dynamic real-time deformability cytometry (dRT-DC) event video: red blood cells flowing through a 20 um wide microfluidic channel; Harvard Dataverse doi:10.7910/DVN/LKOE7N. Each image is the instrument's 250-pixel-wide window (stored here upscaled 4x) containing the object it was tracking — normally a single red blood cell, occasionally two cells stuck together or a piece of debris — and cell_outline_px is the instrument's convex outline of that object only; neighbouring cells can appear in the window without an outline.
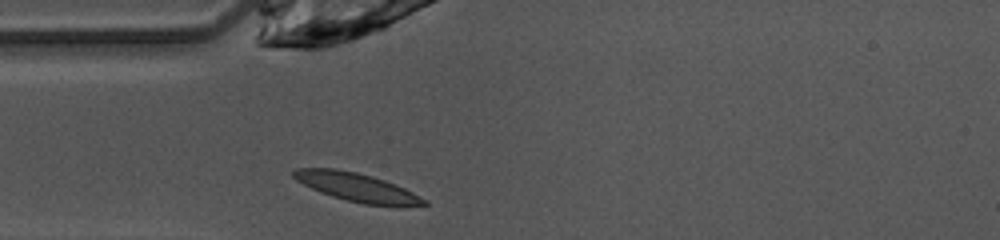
{"species": "common noctule bat (a hibernating species)", "species_latin": "Nyctalus noctula", "temperature_condition": "warm", "stored_images_in_passage": 36, "camera_frame_rate_fps": 3000, "um_per_image_px": 0.085, "animal": {"sex": "female", "body_mass_g": 10.0, "forearm_length_mm": 53.1}, "frame": {"image": 1, "passage_image": 1, "time_ms": 0.0, "image_size_px": [1000, 240], "cell_outline_px": [[428, 204], [364, 204], [332, 196], [320, 192], [296, 180], [292, 176], [292, 172], [296, 168], [336, 168], [356, 172], [372, 176], [384, 180], [404, 188], [428, 200]], "centroid_in_image_um": [30.25, 15.87], "position_along_channel_um": 54.8, "area_um2": 20.98}}
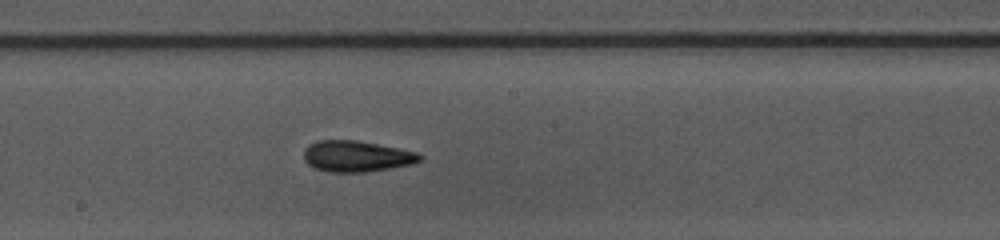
{"frame": {"image": 2, "passage_image": 13, "time_ms": 4.0, "image_size_px": [1000, 240], "cell_outline_px": [[424, 156], [420, 160], [412, 164], [364, 172], [328, 172], [312, 168], [304, 160], [304, 148], [308, 144], [316, 140], [356, 140], [416, 152]], "centroid_in_image_um": [30.24, 13.28], "position_along_channel_um": 218.0, "area_um2": 20.98}}
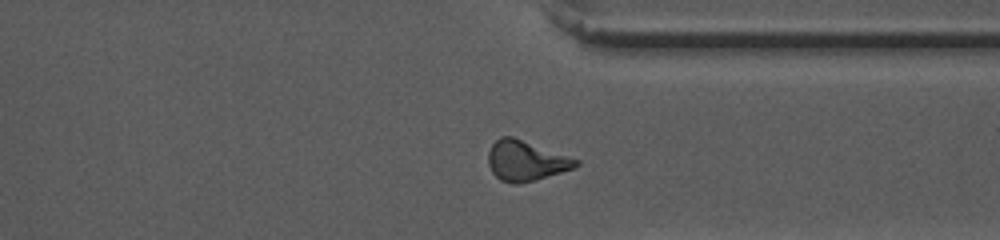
{"frame": {"image": 3, "passage_image": 24, "time_ms": 7.667, "image_size_px": [1000, 240], "cell_outline_px": [[580, 164], [576, 168], [532, 180], [516, 184], [512, 184], [500, 180], [492, 172], [488, 164], [488, 152], [492, 144], [500, 136], [512, 136], [580, 160]], "centroid_in_image_um": [44.69, 13.66], "position_along_channel_um": 366.7, "area_um2": 20.4}, "authors_computed_cell_mechanics": {"area_um2": 20.3456, "velocity_mm_per_s": 4.1009, "shape_relaxation_time_tau1_ms": 5.6818, "shape_relaxation_time_tau2_ms": 2.9271, "deformation_change_tau1": 0.1659, "deformation_change_tau2": 0.1129}}